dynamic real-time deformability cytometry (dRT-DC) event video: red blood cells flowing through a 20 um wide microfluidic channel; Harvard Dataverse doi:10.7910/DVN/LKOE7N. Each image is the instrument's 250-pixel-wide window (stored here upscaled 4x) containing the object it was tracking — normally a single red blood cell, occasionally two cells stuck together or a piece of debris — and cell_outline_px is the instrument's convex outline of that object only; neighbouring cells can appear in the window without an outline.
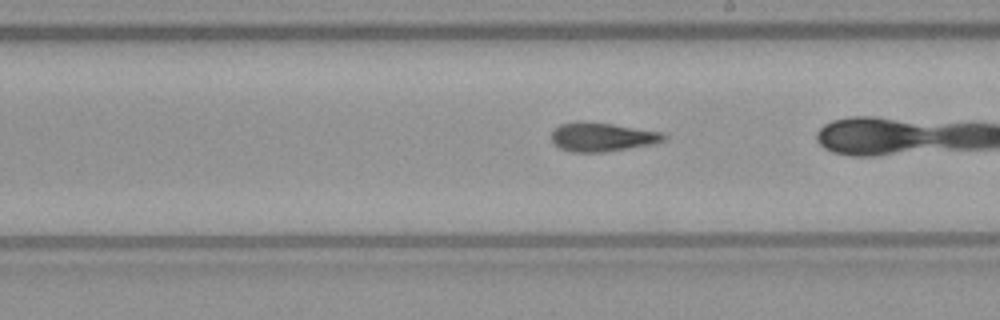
{"species": "common noctule bat (a hibernating species)", "species_latin": "Nyctalus noctula", "temperature_condition": "warm", "stored_images_in_passage": 38, "camera_frame_rate_fps": 3000, "um_per_image_px": 0.085, "animal": {"sex": "female", "body_mass_g": 21.9}, "frame": {"image": 1, "passage_image": 27, "time_ms": 8.667, "image_size_px": [1000, 320], "cell_outline_px": [[668, 136], [664, 140], [652, 144], [604, 152], [572, 152], [560, 148], [552, 144], [552, 132], [560, 124], [576, 120], [584, 120], [612, 124], [660, 132]], "centroid_in_image_um": [51.12, 11.63], "position_along_channel_um": 237.9, "area_um2": 18.96}}